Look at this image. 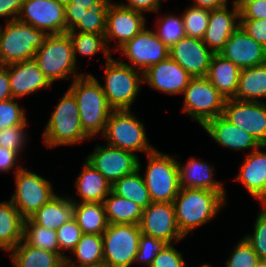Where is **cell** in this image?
<instances>
[{"mask_svg":"<svg viewBox=\"0 0 266 267\" xmlns=\"http://www.w3.org/2000/svg\"><path fill=\"white\" fill-rule=\"evenodd\" d=\"M203 129L224 148L233 150L250 149L252 152L258 148H263L257 139L238 126L228 121L223 115L207 121Z\"/></svg>","mask_w":266,"mask_h":267,"instance_id":"obj_23","label":"cell"},{"mask_svg":"<svg viewBox=\"0 0 266 267\" xmlns=\"http://www.w3.org/2000/svg\"><path fill=\"white\" fill-rule=\"evenodd\" d=\"M5 67L8 71L12 98L17 99L51 86L34 59L8 64Z\"/></svg>","mask_w":266,"mask_h":267,"instance_id":"obj_22","label":"cell"},{"mask_svg":"<svg viewBox=\"0 0 266 267\" xmlns=\"http://www.w3.org/2000/svg\"><path fill=\"white\" fill-rule=\"evenodd\" d=\"M16 191L12 194L11 202L24 219L29 218L56 194L51 182L33 173L23 166L15 168Z\"/></svg>","mask_w":266,"mask_h":267,"instance_id":"obj_10","label":"cell"},{"mask_svg":"<svg viewBox=\"0 0 266 267\" xmlns=\"http://www.w3.org/2000/svg\"><path fill=\"white\" fill-rule=\"evenodd\" d=\"M266 19V0H256L240 10V20Z\"/></svg>","mask_w":266,"mask_h":267,"instance_id":"obj_50","label":"cell"},{"mask_svg":"<svg viewBox=\"0 0 266 267\" xmlns=\"http://www.w3.org/2000/svg\"><path fill=\"white\" fill-rule=\"evenodd\" d=\"M109 146L135 152H153L156 148L149 144L144 124L130 110H113L106 123L104 133Z\"/></svg>","mask_w":266,"mask_h":267,"instance_id":"obj_7","label":"cell"},{"mask_svg":"<svg viewBox=\"0 0 266 267\" xmlns=\"http://www.w3.org/2000/svg\"><path fill=\"white\" fill-rule=\"evenodd\" d=\"M80 202L103 203L111 192V184L86 160L81 174L75 181Z\"/></svg>","mask_w":266,"mask_h":267,"instance_id":"obj_27","label":"cell"},{"mask_svg":"<svg viewBox=\"0 0 266 267\" xmlns=\"http://www.w3.org/2000/svg\"><path fill=\"white\" fill-rule=\"evenodd\" d=\"M26 126L17 125L0 129V146L14 150L18 155L23 151L26 144Z\"/></svg>","mask_w":266,"mask_h":267,"instance_id":"obj_46","label":"cell"},{"mask_svg":"<svg viewBox=\"0 0 266 267\" xmlns=\"http://www.w3.org/2000/svg\"><path fill=\"white\" fill-rule=\"evenodd\" d=\"M225 201L226 199L217 191L180 188L173 201L180 232L187 236L195 228L209 223L226 205Z\"/></svg>","mask_w":266,"mask_h":267,"instance_id":"obj_1","label":"cell"},{"mask_svg":"<svg viewBox=\"0 0 266 267\" xmlns=\"http://www.w3.org/2000/svg\"><path fill=\"white\" fill-rule=\"evenodd\" d=\"M143 176L153 202H173L180 190L178 160L155 149L148 153Z\"/></svg>","mask_w":266,"mask_h":267,"instance_id":"obj_8","label":"cell"},{"mask_svg":"<svg viewBox=\"0 0 266 267\" xmlns=\"http://www.w3.org/2000/svg\"><path fill=\"white\" fill-rule=\"evenodd\" d=\"M19 155L6 147L0 146V171L10 172L16 165V160Z\"/></svg>","mask_w":266,"mask_h":267,"instance_id":"obj_53","label":"cell"},{"mask_svg":"<svg viewBox=\"0 0 266 267\" xmlns=\"http://www.w3.org/2000/svg\"><path fill=\"white\" fill-rule=\"evenodd\" d=\"M158 20L155 33L169 48L185 36L182 16L164 15Z\"/></svg>","mask_w":266,"mask_h":267,"instance_id":"obj_40","label":"cell"},{"mask_svg":"<svg viewBox=\"0 0 266 267\" xmlns=\"http://www.w3.org/2000/svg\"><path fill=\"white\" fill-rule=\"evenodd\" d=\"M118 51L132 63L128 64L129 66L142 72L169 57V47L158 37L155 30H148L147 27Z\"/></svg>","mask_w":266,"mask_h":267,"instance_id":"obj_15","label":"cell"},{"mask_svg":"<svg viewBox=\"0 0 266 267\" xmlns=\"http://www.w3.org/2000/svg\"><path fill=\"white\" fill-rule=\"evenodd\" d=\"M75 260L65 258V267H98L103 265V237L98 234H83L71 251ZM73 260V261H72Z\"/></svg>","mask_w":266,"mask_h":267,"instance_id":"obj_32","label":"cell"},{"mask_svg":"<svg viewBox=\"0 0 266 267\" xmlns=\"http://www.w3.org/2000/svg\"><path fill=\"white\" fill-rule=\"evenodd\" d=\"M0 24V64L5 66L34 58L48 33L17 19ZM3 28V29H2Z\"/></svg>","mask_w":266,"mask_h":267,"instance_id":"obj_5","label":"cell"},{"mask_svg":"<svg viewBox=\"0 0 266 267\" xmlns=\"http://www.w3.org/2000/svg\"><path fill=\"white\" fill-rule=\"evenodd\" d=\"M261 204H266V152L259 148L249 152L235 178Z\"/></svg>","mask_w":266,"mask_h":267,"instance_id":"obj_24","label":"cell"},{"mask_svg":"<svg viewBox=\"0 0 266 267\" xmlns=\"http://www.w3.org/2000/svg\"><path fill=\"white\" fill-rule=\"evenodd\" d=\"M198 267H212V266L209 265V264H204V265H201V266H198Z\"/></svg>","mask_w":266,"mask_h":267,"instance_id":"obj_59","label":"cell"},{"mask_svg":"<svg viewBox=\"0 0 266 267\" xmlns=\"http://www.w3.org/2000/svg\"><path fill=\"white\" fill-rule=\"evenodd\" d=\"M10 252L15 267H65V261L57 253L33 247L23 240Z\"/></svg>","mask_w":266,"mask_h":267,"instance_id":"obj_31","label":"cell"},{"mask_svg":"<svg viewBox=\"0 0 266 267\" xmlns=\"http://www.w3.org/2000/svg\"><path fill=\"white\" fill-rule=\"evenodd\" d=\"M8 71L5 66H0V102L11 99Z\"/></svg>","mask_w":266,"mask_h":267,"instance_id":"obj_54","label":"cell"},{"mask_svg":"<svg viewBox=\"0 0 266 267\" xmlns=\"http://www.w3.org/2000/svg\"><path fill=\"white\" fill-rule=\"evenodd\" d=\"M23 241L33 247L55 252L60 256L56 231L37 225L29 218L24 219Z\"/></svg>","mask_w":266,"mask_h":267,"instance_id":"obj_37","label":"cell"},{"mask_svg":"<svg viewBox=\"0 0 266 267\" xmlns=\"http://www.w3.org/2000/svg\"><path fill=\"white\" fill-rule=\"evenodd\" d=\"M167 243L161 239H156L151 236L141 234L139 239L138 252L135 255L133 263H142L147 267H150L153 263V259L163 249Z\"/></svg>","mask_w":266,"mask_h":267,"instance_id":"obj_45","label":"cell"},{"mask_svg":"<svg viewBox=\"0 0 266 267\" xmlns=\"http://www.w3.org/2000/svg\"><path fill=\"white\" fill-rule=\"evenodd\" d=\"M72 40L75 61L77 53L83 56H93L99 51L105 56L106 62L112 57L104 35L96 33L67 32Z\"/></svg>","mask_w":266,"mask_h":267,"instance_id":"obj_36","label":"cell"},{"mask_svg":"<svg viewBox=\"0 0 266 267\" xmlns=\"http://www.w3.org/2000/svg\"><path fill=\"white\" fill-rule=\"evenodd\" d=\"M256 221L253 234L245 235L244 238L253 247L260 260H266V204H262Z\"/></svg>","mask_w":266,"mask_h":267,"instance_id":"obj_43","label":"cell"},{"mask_svg":"<svg viewBox=\"0 0 266 267\" xmlns=\"http://www.w3.org/2000/svg\"><path fill=\"white\" fill-rule=\"evenodd\" d=\"M266 97V62L241 69L238 89L233 99L258 101Z\"/></svg>","mask_w":266,"mask_h":267,"instance_id":"obj_33","label":"cell"},{"mask_svg":"<svg viewBox=\"0 0 266 267\" xmlns=\"http://www.w3.org/2000/svg\"><path fill=\"white\" fill-rule=\"evenodd\" d=\"M127 1H128L127 4L125 3L121 4V2H119V4L124 7L140 11L142 13L152 12V11L158 13L162 0H127Z\"/></svg>","mask_w":266,"mask_h":267,"instance_id":"obj_52","label":"cell"},{"mask_svg":"<svg viewBox=\"0 0 266 267\" xmlns=\"http://www.w3.org/2000/svg\"><path fill=\"white\" fill-rule=\"evenodd\" d=\"M240 27V11L232 5L210 10L208 26L202 38L204 44L214 53H220L230 36Z\"/></svg>","mask_w":266,"mask_h":267,"instance_id":"obj_21","label":"cell"},{"mask_svg":"<svg viewBox=\"0 0 266 267\" xmlns=\"http://www.w3.org/2000/svg\"><path fill=\"white\" fill-rule=\"evenodd\" d=\"M82 235L83 232L74 218L70 219L56 230V237L60 248V257L64 261L67 255L62 253V251H72L81 239Z\"/></svg>","mask_w":266,"mask_h":267,"instance_id":"obj_42","label":"cell"},{"mask_svg":"<svg viewBox=\"0 0 266 267\" xmlns=\"http://www.w3.org/2000/svg\"><path fill=\"white\" fill-rule=\"evenodd\" d=\"M103 205L109 224L139 225L143 208L132 200L120 197L111 191L103 201Z\"/></svg>","mask_w":266,"mask_h":267,"instance_id":"obj_34","label":"cell"},{"mask_svg":"<svg viewBox=\"0 0 266 267\" xmlns=\"http://www.w3.org/2000/svg\"><path fill=\"white\" fill-rule=\"evenodd\" d=\"M213 55L202 39L186 35L169 48V57L192 78L206 77Z\"/></svg>","mask_w":266,"mask_h":267,"instance_id":"obj_18","label":"cell"},{"mask_svg":"<svg viewBox=\"0 0 266 267\" xmlns=\"http://www.w3.org/2000/svg\"><path fill=\"white\" fill-rule=\"evenodd\" d=\"M101 85L112 110H130L143 84V72L111 57ZM140 72V73H139Z\"/></svg>","mask_w":266,"mask_h":267,"instance_id":"obj_6","label":"cell"},{"mask_svg":"<svg viewBox=\"0 0 266 267\" xmlns=\"http://www.w3.org/2000/svg\"><path fill=\"white\" fill-rule=\"evenodd\" d=\"M105 0H72L65 5L66 33L81 19L87 9L100 6Z\"/></svg>","mask_w":266,"mask_h":267,"instance_id":"obj_47","label":"cell"},{"mask_svg":"<svg viewBox=\"0 0 266 267\" xmlns=\"http://www.w3.org/2000/svg\"><path fill=\"white\" fill-rule=\"evenodd\" d=\"M186 9L181 13L185 35L202 39L208 26L210 10L193 5Z\"/></svg>","mask_w":266,"mask_h":267,"instance_id":"obj_39","label":"cell"},{"mask_svg":"<svg viewBox=\"0 0 266 267\" xmlns=\"http://www.w3.org/2000/svg\"><path fill=\"white\" fill-rule=\"evenodd\" d=\"M219 54L236 64L239 69L266 62V49L250 37L241 26L230 36Z\"/></svg>","mask_w":266,"mask_h":267,"instance_id":"obj_20","label":"cell"},{"mask_svg":"<svg viewBox=\"0 0 266 267\" xmlns=\"http://www.w3.org/2000/svg\"><path fill=\"white\" fill-rule=\"evenodd\" d=\"M144 13L110 2L106 13V32L105 39L108 44L112 40H117L118 51L129 40H132L138 33L146 28V18Z\"/></svg>","mask_w":266,"mask_h":267,"instance_id":"obj_17","label":"cell"},{"mask_svg":"<svg viewBox=\"0 0 266 267\" xmlns=\"http://www.w3.org/2000/svg\"><path fill=\"white\" fill-rule=\"evenodd\" d=\"M183 95V112L200 126L223 114L225 99L206 77L191 78Z\"/></svg>","mask_w":266,"mask_h":267,"instance_id":"obj_11","label":"cell"},{"mask_svg":"<svg viewBox=\"0 0 266 267\" xmlns=\"http://www.w3.org/2000/svg\"><path fill=\"white\" fill-rule=\"evenodd\" d=\"M33 59L51 85L58 79L74 80L84 75L76 71L77 63L68 33L48 35Z\"/></svg>","mask_w":266,"mask_h":267,"instance_id":"obj_3","label":"cell"},{"mask_svg":"<svg viewBox=\"0 0 266 267\" xmlns=\"http://www.w3.org/2000/svg\"><path fill=\"white\" fill-rule=\"evenodd\" d=\"M150 267H187L181 252L173 244H166L153 259Z\"/></svg>","mask_w":266,"mask_h":267,"instance_id":"obj_48","label":"cell"},{"mask_svg":"<svg viewBox=\"0 0 266 267\" xmlns=\"http://www.w3.org/2000/svg\"><path fill=\"white\" fill-rule=\"evenodd\" d=\"M233 248L231 256L227 259L225 267H257L260 258L253 247L243 237Z\"/></svg>","mask_w":266,"mask_h":267,"instance_id":"obj_41","label":"cell"},{"mask_svg":"<svg viewBox=\"0 0 266 267\" xmlns=\"http://www.w3.org/2000/svg\"><path fill=\"white\" fill-rule=\"evenodd\" d=\"M73 218V202L70 197L55 195L29 219L40 226L56 231Z\"/></svg>","mask_w":266,"mask_h":267,"instance_id":"obj_28","label":"cell"},{"mask_svg":"<svg viewBox=\"0 0 266 267\" xmlns=\"http://www.w3.org/2000/svg\"><path fill=\"white\" fill-rule=\"evenodd\" d=\"M241 69L219 53L213 55L206 75L208 81L226 99H233L238 89Z\"/></svg>","mask_w":266,"mask_h":267,"instance_id":"obj_26","label":"cell"},{"mask_svg":"<svg viewBox=\"0 0 266 267\" xmlns=\"http://www.w3.org/2000/svg\"><path fill=\"white\" fill-rule=\"evenodd\" d=\"M257 267H266V260H260Z\"/></svg>","mask_w":266,"mask_h":267,"instance_id":"obj_57","label":"cell"},{"mask_svg":"<svg viewBox=\"0 0 266 267\" xmlns=\"http://www.w3.org/2000/svg\"><path fill=\"white\" fill-rule=\"evenodd\" d=\"M24 218L9 201L0 203V250L10 252L23 240Z\"/></svg>","mask_w":266,"mask_h":267,"instance_id":"obj_29","label":"cell"},{"mask_svg":"<svg viewBox=\"0 0 266 267\" xmlns=\"http://www.w3.org/2000/svg\"><path fill=\"white\" fill-rule=\"evenodd\" d=\"M112 0H105L100 6L87 9L82 19L68 32L96 33L105 35L106 13Z\"/></svg>","mask_w":266,"mask_h":267,"instance_id":"obj_38","label":"cell"},{"mask_svg":"<svg viewBox=\"0 0 266 267\" xmlns=\"http://www.w3.org/2000/svg\"><path fill=\"white\" fill-rule=\"evenodd\" d=\"M193 6L205 8L208 10L219 9L228 6L229 0H193Z\"/></svg>","mask_w":266,"mask_h":267,"instance_id":"obj_55","label":"cell"},{"mask_svg":"<svg viewBox=\"0 0 266 267\" xmlns=\"http://www.w3.org/2000/svg\"><path fill=\"white\" fill-rule=\"evenodd\" d=\"M61 4L66 5L68 3H71L72 0H58Z\"/></svg>","mask_w":266,"mask_h":267,"instance_id":"obj_58","label":"cell"},{"mask_svg":"<svg viewBox=\"0 0 266 267\" xmlns=\"http://www.w3.org/2000/svg\"><path fill=\"white\" fill-rule=\"evenodd\" d=\"M141 169L138 160V169L116 181L111 186V191L120 197L132 200L144 209L153 201L141 175Z\"/></svg>","mask_w":266,"mask_h":267,"instance_id":"obj_35","label":"cell"},{"mask_svg":"<svg viewBox=\"0 0 266 267\" xmlns=\"http://www.w3.org/2000/svg\"><path fill=\"white\" fill-rule=\"evenodd\" d=\"M17 20L48 35L66 33L65 5L58 0H24Z\"/></svg>","mask_w":266,"mask_h":267,"instance_id":"obj_12","label":"cell"},{"mask_svg":"<svg viewBox=\"0 0 266 267\" xmlns=\"http://www.w3.org/2000/svg\"><path fill=\"white\" fill-rule=\"evenodd\" d=\"M256 0H234L232 4L240 11L246 4L254 2Z\"/></svg>","mask_w":266,"mask_h":267,"instance_id":"obj_56","label":"cell"},{"mask_svg":"<svg viewBox=\"0 0 266 267\" xmlns=\"http://www.w3.org/2000/svg\"><path fill=\"white\" fill-rule=\"evenodd\" d=\"M113 185L138 169V156L130 151L109 145L96 146L85 159Z\"/></svg>","mask_w":266,"mask_h":267,"instance_id":"obj_16","label":"cell"},{"mask_svg":"<svg viewBox=\"0 0 266 267\" xmlns=\"http://www.w3.org/2000/svg\"><path fill=\"white\" fill-rule=\"evenodd\" d=\"M142 234L161 239L167 244L185 238L180 232L173 202H152L143 209L139 223Z\"/></svg>","mask_w":266,"mask_h":267,"instance_id":"obj_13","label":"cell"},{"mask_svg":"<svg viewBox=\"0 0 266 267\" xmlns=\"http://www.w3.org/2000/svg\"><path fill=\"white\" fill-rule=\"evenodd\" d=\"M15 101L16 98H11L0 102V129L27 125L25 112Z\"/></svg>","mask_w":266,"mask_h":267,"instance_id":"obj_44","label":"cell"},{"mask_svg":"<svg viewBox=\"0 0 266 267\" xmlns=\"http://www.w3.org/2000/svg\"><path fill=\"white\" fill-rule=\"evenodd\" d=\"M242 29L266 49V19L240 20Z\"/></svg>","mask_w":266,"mask_h":267,"instance_id":"obj_49","label":"cell"},{"mask_svg":"<svg viewBox=\"0 0 266 267\" xmlns=\"http://www.w3.org/2000/svg\"><path fill=\"white\" fill-rule=\"evenodd\" d=\"M180 188H198L219 192L226 199L223 183L212 176L214 168L204 161L190 157L186 164L177 162Z\"/></svg>","mask_w":266,"mask_h":267,"instance_id":"obj_25","label":"cell"},{"mask_svg":"<svg viewBox=\"0 0 266 267\" xmlns=\"http://www.w3.org/2000/svg\"><path fill=\"white\" fill-rule=\"evenodd\" d=\"M139 225L109 224L103 232V265L130 267L138 252L141 236Z\"/></svg>","mask_w":266,"mask_h":267,"instance_id":"obj_9","label":"cell"},{"mask_svg":"<svg viewBox=\"0 0 266 267\" xmlns=\"http://www.w3.org/2000/svg\"><path fill=\"white\" fill-rule=\"evenodd\" d=\"M191 78L188 72L170 57L143 72V83L172 95L183 94Z\"/></svg>","mask_w":266,"mask_h":267,"instance_id":"obj_19","label":"cell"},{"mask_svg":"<svg viewBox=\"0 0 266 267\" xmlns=\"http://www.w3.org/2000/svg\"><path fill=\"white\" fill-rule=\"evenodd\" d=\"M43 137L47 148L91 139L81 127L76 99L68 89L51 113Z\"/></svg>","mask_w":266,"mask_h":267,"instance_id":"obj_4","label":"cell"},{"mask_svg":"<svg viewBox=\"0 0 266 267\" xmlns=\"http://www.w3.org/2000/svg\"><path fill=\"white\" fill-rule=\"evenodd\" d=\"M68 90L76 99L80 124L84 132L91 139L99 133L103 134L113 110L98 79L91 74H84L75 78Z\"/></svg>","mask_w":266,"mask_h":267,"instance_id":"obj_2","label":"cell"},{"mask_svg":"<svg viewBox=\"0 0 266 267\" xmlns=\"http://www.w3.org/2000/svg\"><path fill=\"white\" fill-rule=\"evenodd\" d=\"M70 199L73 202V218L83 234L102 235L109 225L103 203L79 202L71 197Z\"/></svg>","mask_w":266,"mask_h":267,"instance_id":"obj_30","label":"cell"},{"mask_svg":"<svg viewBox=\"0 0 266 267\" xmlns=\"http://www.w3.org/2000/svg\"><path fill=\"white\" fill-rule=\"evenodd\" d=\"M222 115L253 135L261 145L266 143V102L226 99Z\"/></svg>","mask_w":266,"mask_h":267,"instance_id":"obj_14","label":"cell"},{"mask_svg":"<svg viewBox=\"0 0 266 267\" xmlns=\"http://www.w3.org/2000/svg\"><path fill=\"white\" fill-rule=\"evenodd\" d=\"M24 0H0V17L6 18V22L16 20L22 8Z\"/></svg>","mask_w":266,"mask_h":267,"instance_id":"obj_51","label":"cell"}]
</instances>
